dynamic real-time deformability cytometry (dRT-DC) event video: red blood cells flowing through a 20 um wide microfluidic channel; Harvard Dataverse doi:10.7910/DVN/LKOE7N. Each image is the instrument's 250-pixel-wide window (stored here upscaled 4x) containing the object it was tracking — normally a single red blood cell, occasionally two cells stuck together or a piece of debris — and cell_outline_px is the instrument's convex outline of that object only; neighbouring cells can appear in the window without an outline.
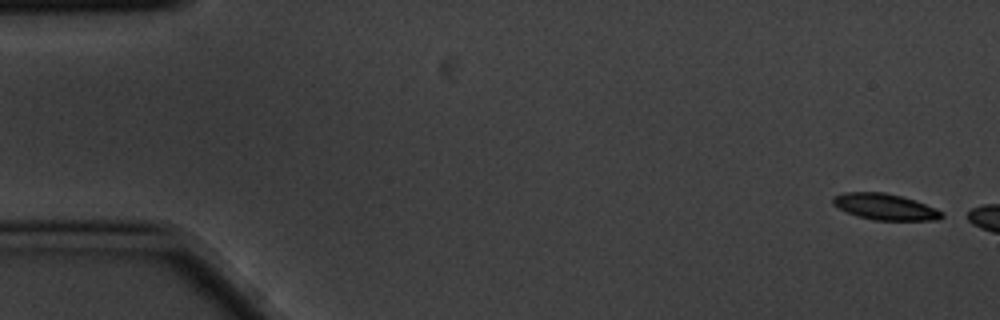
{"species": "common noctule bat (a hibernating species)", "species_latin": "Nyctalus noctula", "temperature_condition": "cold", "stored_images_in_passage": 3, "camera_frame_rate_fps": 3000, "um_per_image_px": 0.085, "animal": {"sex": "male", "body_mass_g": 20.1, "forearm_length_mm": 53.5}, "frame": {"image": 1, "passage_image": 1, "time_ms": 0.0, "image_size_px": [1000, 320], "cell_outline_px": [[944, 216], [940, 220], [876, 220], [860, 216], [848, 212], [832, 204], [832, 196], [844, 192], [884, 192], [916, 200], [944, 212]], "centroid_in_image_um": [75.26, 17.57], "position_along_channel_um": 9.7, "area_um2": 16.53}}